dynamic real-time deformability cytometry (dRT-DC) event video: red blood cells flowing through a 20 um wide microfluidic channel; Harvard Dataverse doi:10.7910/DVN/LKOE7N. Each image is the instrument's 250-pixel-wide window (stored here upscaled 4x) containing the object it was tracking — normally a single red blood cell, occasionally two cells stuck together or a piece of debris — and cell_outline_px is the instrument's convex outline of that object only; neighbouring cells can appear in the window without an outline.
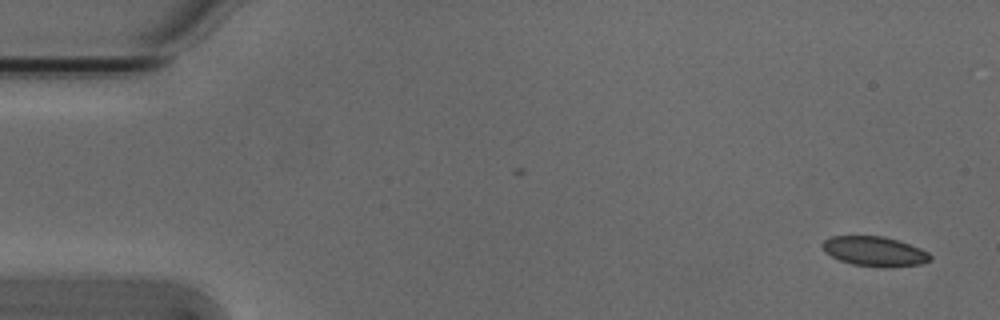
{"species": "Egyptian fruit bat (a non-hibernating species)", "species_latin": "Rousettus aegyptiacus", "temperature_condition": "cold", "stored_images_in_passage": 6, "camera_frame_rate_fps": 3000, "um_per_image_px": 0.085, "animal": {"sex": "male"}, "frame": {"image": 1, "passage_image": 1, "time_ms": 0.0, "image_size_px": [1000, 320], "cell_outline_px": [[932, 260], [920, 264], [884, 268], [852, 264], [840, 260], [824, 252], [820, 244], [824, 240], [832, 236], [884, 236], [920, 248], [928, 252], [932, 256]], "centroid_in_image_um": [74.33, 21.37], "position_along_channel_um": 10.7, "area_um2": 18.73}}
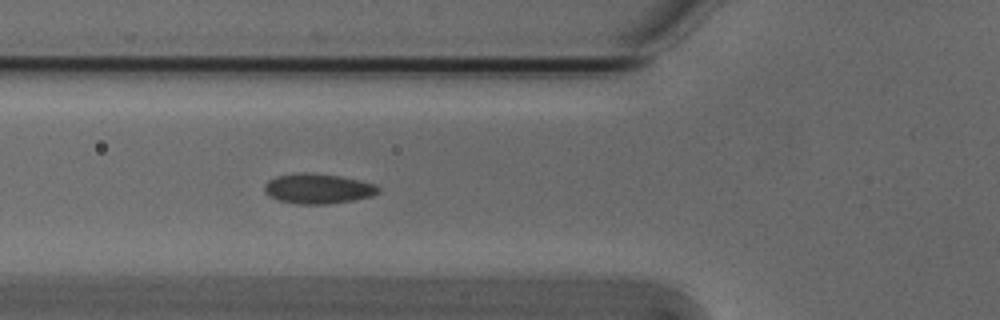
{"frame": {"image": 2, "passage_image": 6, "time_ms": 1.667, "image_size_px": [1000, 320], "cell_outline_px": [[380, 192], [372, 196], [352, 200], [328, 204], [296, 204], [280, 200], [268, 196], [264, 192], [264, 184], [268, 180], [276, 176], [300, 172], [308, 172], [340, 176], [360, 180], [376, 184], [380, 188]], "centroid_in_image_um": [27.02, 16.03], "position_along_channel_um": 98.8, "area_um2": 20.11}}